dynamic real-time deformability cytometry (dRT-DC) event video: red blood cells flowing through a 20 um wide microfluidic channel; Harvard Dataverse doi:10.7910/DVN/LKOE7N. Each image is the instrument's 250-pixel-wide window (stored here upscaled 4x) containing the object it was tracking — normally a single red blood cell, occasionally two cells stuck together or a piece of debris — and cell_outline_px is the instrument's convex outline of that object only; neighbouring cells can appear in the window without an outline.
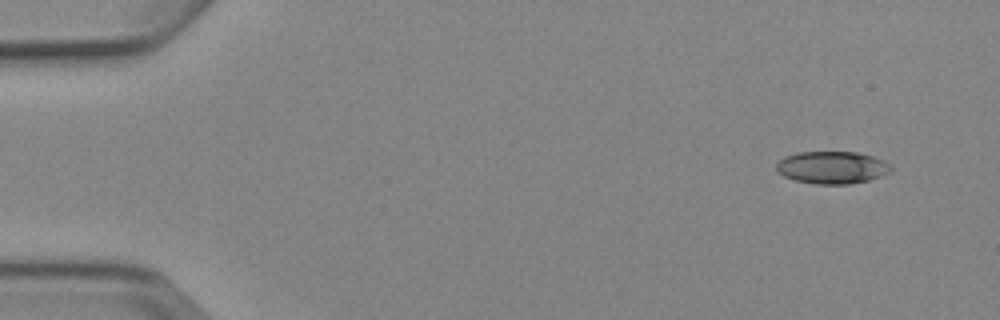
{"species": "Egyptian fruit bat (a non-hibernating species)", "species_latin": "Rousettus aegyptiacus", "temperature_condition": "cold", "stored_images_in_passage": 5, "camera_frame_rate_fps": 3000, "um_per_image_px": 0.085, "animal": {"sex": "female"}, "frame": {"image": 1, "passage_image": 1, "time_ms": 0.0, "image_size_px": [1000, 320], "cell_outline_px": [[892, 168], [888, 172], [880, 176], [868, 180], [848, 184], [816, 184], [796, 180], [784, 176], [776, 172], [776, 164], [784, 156], [800, 152], [856, 152], [872, 156], [884, 160], [892, 164]], "centroid_in_image_um": [70.72, 14.23], "position_along_channel_um": 14.3, "area_um2": 21.62}}
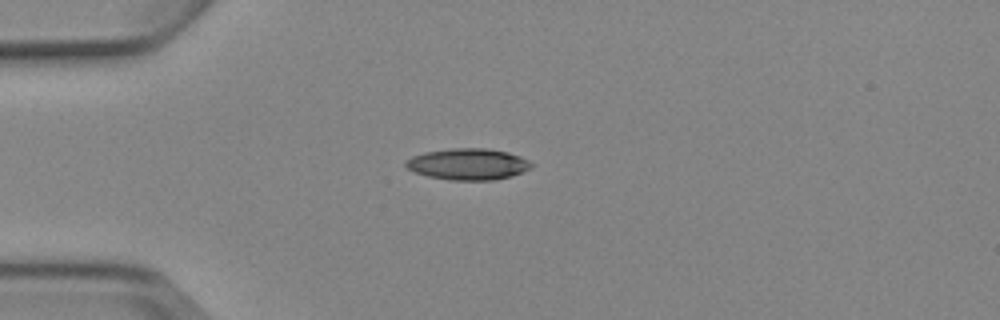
{"frame": {"image": 2, "passage_image": 4, "time_ms": 3.333, "image_size_px": [1000, 320], "cell_outline_px": [[536, 164], [532, 168], [524, 172], [512, 176], [492, 180], [452, 180], [428, 176], [416, 172], [408, 168], [404, 164], [404, 160], [412, 156], [424, 152], [452, 148], [488, 148], [508, 152], [520, 156]], "centroid_in_image_um": [39.82, 13.94], "position_along_channel_um": 45.2, "area_um2": 23.18}}